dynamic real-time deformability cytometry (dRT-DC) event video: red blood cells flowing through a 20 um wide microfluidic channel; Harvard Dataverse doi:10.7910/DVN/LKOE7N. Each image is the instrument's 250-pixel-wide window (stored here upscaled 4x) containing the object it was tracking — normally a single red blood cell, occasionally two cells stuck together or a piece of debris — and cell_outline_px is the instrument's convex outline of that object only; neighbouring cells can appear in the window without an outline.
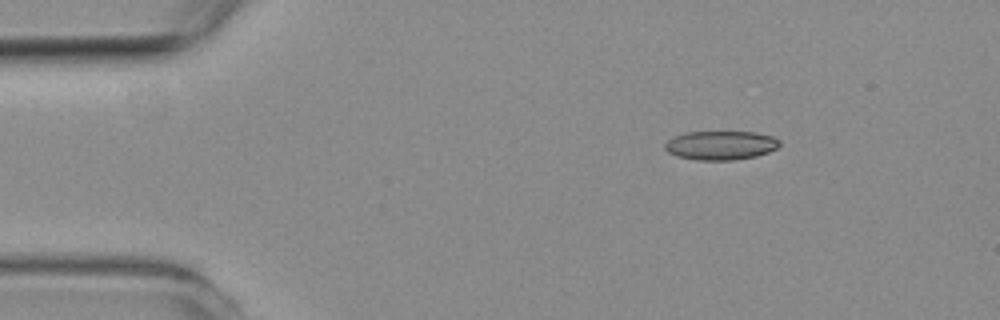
{"species": "common noctule bat (a hibernating species)", "species_latin": "Nyctalus noctula", "temperature_condition": "room temperature", "stored_images_in_passage": 4, "camera_frame_rate_fps": 3000, "um_per_image_px": 0.085, "animal": {"sex": "female", "body_mass_g": 19.3, "forearm_length_mm": 54.1}, "frame": {"image": 1, "passage_image": 1, "time_ms": 0.0, "image_size_px": [1000, 320], "cell_outline_px": [[780, 144], [776, 148], [768, 152], [756, 156], [732, 160], [696, 160], [676, 156], [668, 152], [664, 148], [664, 144], [672, 136], [684, 132], [756, 132], [772, 136], [780, 140]], "centroid_in_image_um": [61.23, 12.35], "position_along_channel_um": 23.8, "area_um2": 19.48}}
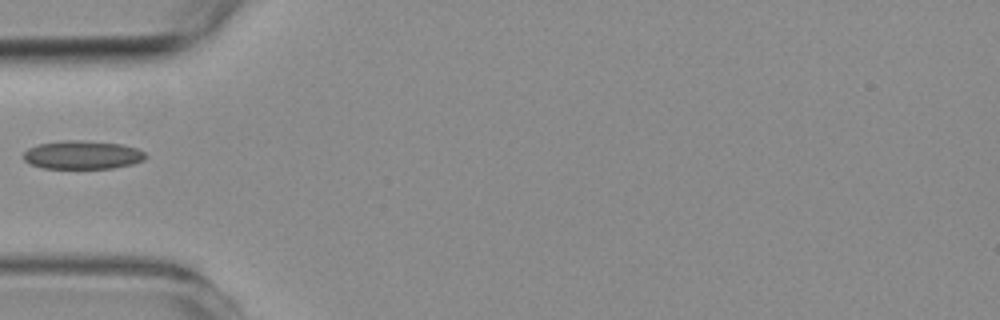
{"frame": {"image": 2, "passage_image": 4, "time_ms": 3.333, "image_size_px": [1000, 320], "cell_outline_px": [[148, 156], [144, 160], [132, 164], [112, 168], [40, 168], [24, 160], [24, 152], [28, 148], [40, 144], [64, 140], [80, 140], [120, 144], [136, 148], [144, 152]], "centroid_in_image_um": [7.02, 13.17], "position_along_channel_um": 78.0, "area_um2": 20.11}}